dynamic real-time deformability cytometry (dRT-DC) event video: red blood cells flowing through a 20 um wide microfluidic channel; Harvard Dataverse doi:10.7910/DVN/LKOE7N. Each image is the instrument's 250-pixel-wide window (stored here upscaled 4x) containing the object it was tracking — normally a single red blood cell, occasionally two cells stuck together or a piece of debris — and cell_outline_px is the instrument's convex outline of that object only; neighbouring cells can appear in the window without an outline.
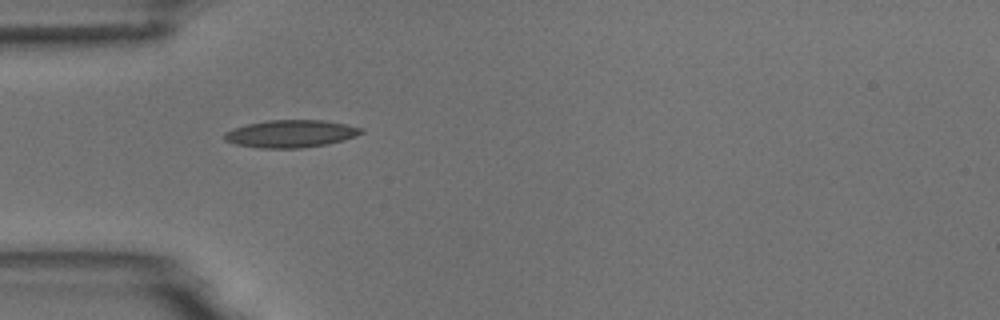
{"species": "common noctule bat (a hibernating species)", "species_latin": "Nyctalus noctula", "temperature_condition": "room temperature", "stored_images_in_passage": 11, "camera_frame_rate_fps": 3000, "um_per_image_px": 0.085, "animal": {"sex": "male", "body_mass_g": 18.8}, "frame": {"image": 1, "passage_image": 1, "time_ms": 0.0, "image_size_px": [1000, 320], "cell_outline_px": [[364, 132], [356, 136], [344, 140], [328, 144], [300, 148], [260, 148], [236, 144], [224, 140], [224, 132], [232, 128], [248, 124], [268, 120], [324, 120], [364, 128]], "centroid_in_image_um": [24.72, 11.36], "position_along_channel_um": 60.3, "area_um2": 21.96}}
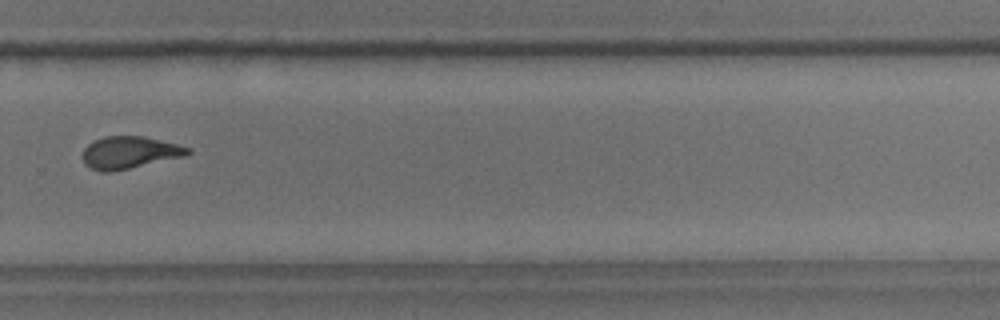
{"frame": {"image": 2, "passage_image": 7, "time_ms": 7.0, "image_size_px": [1000, 320], "cell_outline_px": [[192, 152], [184, 156], [128, 168], [108, 172], [104, 172], [92, 168], [84, 164], [84, 148], [92, 140], [104, 136], [144, 136], [192, 148]], "centroid_in_image_um": [11.0, 12.94], "position_along_channel_um": 318.8, "area_um2": 19.48}}
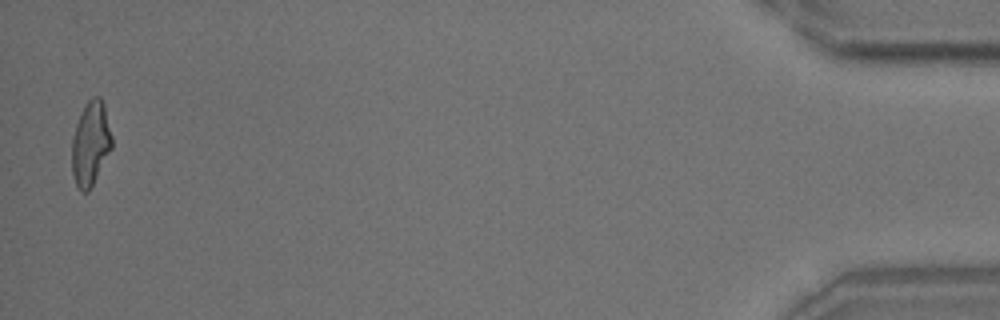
{"frame": {"image": 3, "passage_image": 11, "time_ms": 12.333, "image_size_px": [1000, 320], "cell_outline_px": [[112, 148], [88, 192], [80, 192], [76, 188], [72, 172], [72, 136], [80, 112], [84, 104], [92, 96], [100, 96], [104, 104], [112, 136]], "centroid_in_image_um": [7.68, 12.19], "position_along_channel_um": 427.5, "area_um2": 19.83}, "authors_computed_cell_mechanics": {"area_um2": 20.23, "velocity_mm_per_s": 3.7233, "shape_relaxation_time_tau1_ms": 4.6745, "shape_relaxation_time_tau2_ms": 1.2788, "deformation_change_tau1": 0.1462, "deformation_change_tau2": 0.0686}}